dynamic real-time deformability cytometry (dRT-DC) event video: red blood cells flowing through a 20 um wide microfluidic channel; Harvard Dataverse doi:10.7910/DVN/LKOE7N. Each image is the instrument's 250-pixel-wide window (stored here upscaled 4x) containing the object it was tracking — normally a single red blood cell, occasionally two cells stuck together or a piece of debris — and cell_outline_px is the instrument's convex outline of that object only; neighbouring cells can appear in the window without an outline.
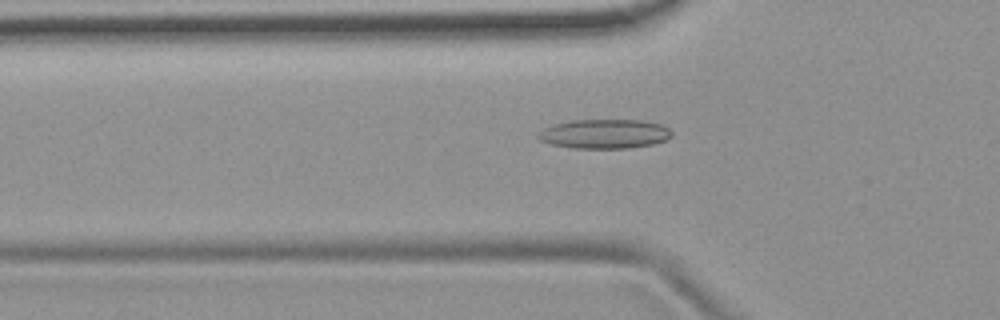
{"species": "common noctule bat (a hibernating species)", "species_latin": "Nyctalus noctula", "temperature_condition": "room temperature", "stored_images_in_passage": 35, "camera_frame_rate_fps": 3000, "um_per_image_px": 0.085, "animal": {"sex": "female", "body_mass_g": 19.9}, "frame": {"image": 1, "passage_image": 7, "time_ms": 2.0, "image_size_px": [1000, 320], "cell_outline_px": [[672, 136], [664, 140], [652, 144], [628, 148], [572, 148], [552, 144], [540, 140], [536, 136], [544, 128], [552, 124], [572, 120], [644, 120], [660, 124], [668, 128], [672, 132]], "centroid_in_image_um": [51.37, 11.37], "position_along_channel_um": 74.4, "area_um2": 22.77}}
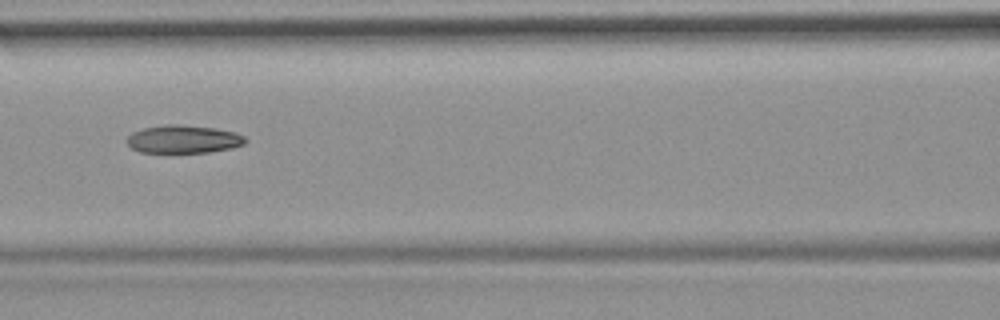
{"frame": {"image": 2, "passage_image": 13, "time_ms": 4.0, "image_size_px": [1000, 320], "cell_outline_px": [[248, 140], [244, 144], [232, 148], [208, 152], [140, 152], [132, 148], [124, 140], [132, 132], [144, 128], [164, 124], [180, 124], [216, 128], [236, 132], [244, 136]], "centroid_in_image_um": [15.59, 11.82], "position_along_channel_um": 151.0, "area_um2": 19.48}}
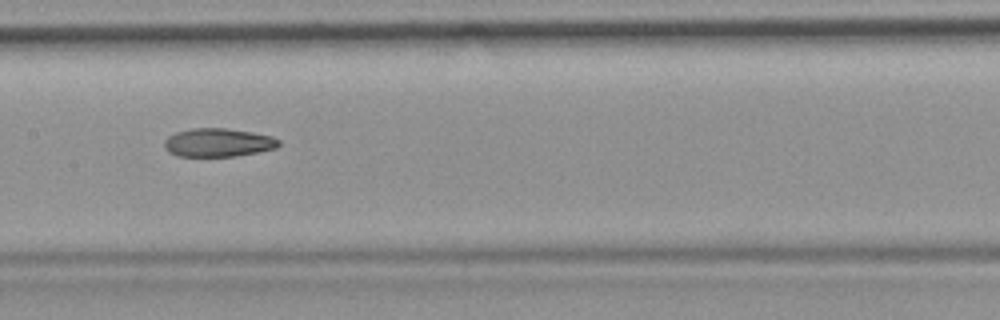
{"frame": {"image": 3, "passage_image": 16, "time_ms": 5.0, "image_size_px": [1000, 320], "cell_outline_px": [[280, 144], [276, 148], [236, 156], [176, 156], [168, 152], [164, 148], [164, 140], [168, 136], [176, 132], [192, 128], [224, 128], [252, 132], [272, 136], [280, 140]], "centroid_in_image_um": [18.51, 12.11], "position_along_channel_um": 188.9, "area_um2": 19.02}, "authors_computed_cell_mechanics": {"area_um2": 19.7098, "velocity_mm_per_s": 3.7955, "shape_relaxation_time_tau1_ms": null, "shape_relaxation_time_tau2_ms": 5.6942, "deformation_change_tau1": null, "deformation_change_tau2": 0.139}}